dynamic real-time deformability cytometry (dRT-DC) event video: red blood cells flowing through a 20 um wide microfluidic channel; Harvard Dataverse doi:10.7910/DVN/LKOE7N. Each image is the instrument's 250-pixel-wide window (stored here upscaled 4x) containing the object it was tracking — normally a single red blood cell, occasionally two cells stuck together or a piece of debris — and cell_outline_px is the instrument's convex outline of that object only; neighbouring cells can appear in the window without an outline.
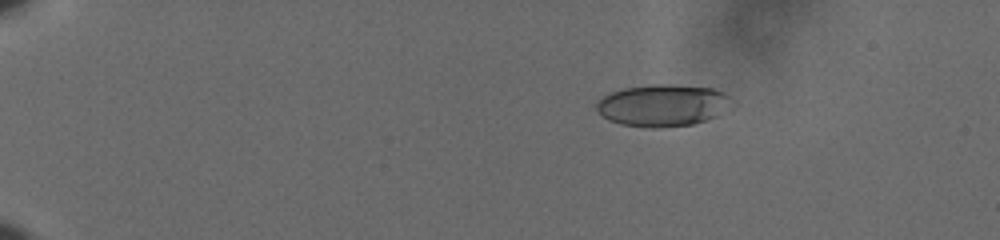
{"species": "human", "species_latin": "Homo sapiens", "temperature_condition": "cold", "stored_images_in_passage": 61, "camera_frame_rate_fps": 3000, "um_per_image_px": 0.085, "donor": {"sex": "male"}, "frame": {"image": 1, "passage_image": 13, "time_ms": 4.0, "image_size_px": [1000, 240], "cell_outline_px": [[728, 100], [716, 116], [692, 124], [660, 128], [648, 128], [620, 124], [608, 120], [596, 112], [596, 104], [604, 96], [612, 92], [624, 88], [652, 84], [676, 84], [712, 88], [724, 92], [728, 96]], "centroid_in_image_um": [56.22, 8.95], "position_along_channel_um": 28.8, "area_um2": 32.66}}
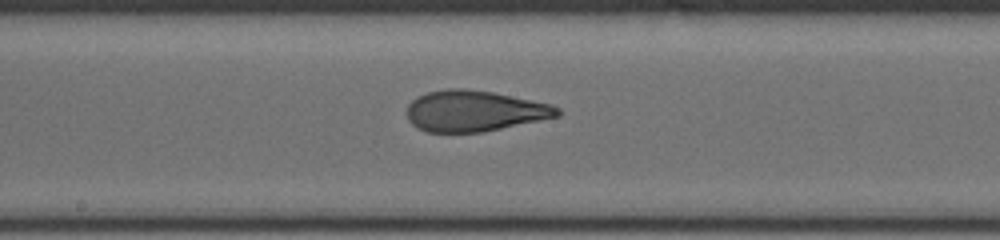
{"frame": {"image": 2, "passage_image": 37, "time_ms": 12.0, "image_size_px": [1000, 240], "cell_outline_px": [[560, 116], [484, 132], [428, 132], [416, 128], [408, 120], [408, 104], [416, 96], [428, 92], [444, 88], [464, 88], [492, 92], [552, 104], [560, 108]], "centroid_in_image_um": [40.32, 9.43], "position_along_channel_um": 207.9, "area_um2": 36.07}}
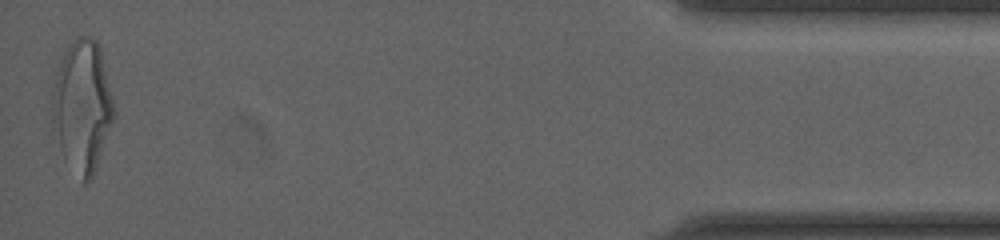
{"frame": {"image": 3, "passage_image": 61, "time_ms": 20.0, "image_size_px": [1000, 240], "cell_outline_px": [[116, 116], [96, 168], [92, 176], [84, 184], [64, 160], [52, 124], [48, 92], [60, 60], [68, 44], [76, 36], [84, 36], [96, 40], [100, 48], [116, 112]], "centroid_in_image_um": [6.95, 9.01], "position_along_channel_um": 428.2, "area_um2": 48.38}, "authors_computed_cell_mechanics": {"area_um2": 35.6048, "velocity_mm_per_s": 3.6295, "shape_relaxation_time_tau1_ms": 3.9507, "shape_relaxation_time_tau2_ms": 0.9181, "deformation_change_tau1": 0.1999, "deformation_change_tau2": 0.0892}}